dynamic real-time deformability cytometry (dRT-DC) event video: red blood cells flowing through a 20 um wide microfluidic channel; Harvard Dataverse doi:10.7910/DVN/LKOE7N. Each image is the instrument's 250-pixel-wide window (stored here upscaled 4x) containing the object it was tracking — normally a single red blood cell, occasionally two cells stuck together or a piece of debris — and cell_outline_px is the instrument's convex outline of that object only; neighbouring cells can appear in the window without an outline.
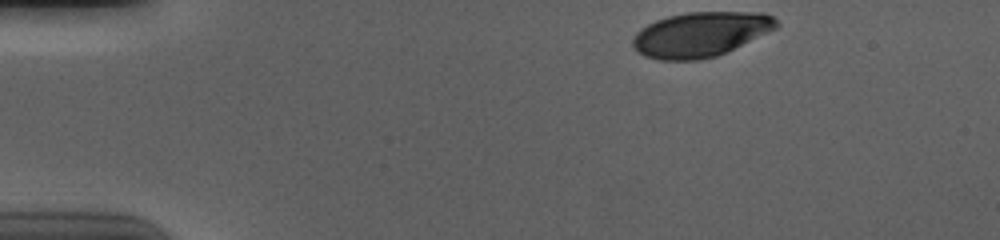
{"species": "human", "species_latin": "Homo sapiens", "temperature_condition": "cold", "stored_images_in_passage": 39, "camera_frame_rate_fps": 3000, "um_per_image_px": 0.085, "donor": {"sex": "male"}, "frame": {"image": 1, "passage_image": 1, "time_ms": 0.0, "image_size_px": [1000, 240], "cell_outline_px": [[780, 24], [776, 28], [716, 56], [700, 60], [660, 60], [644, 56], [632, 44], [632, 36], [640, 28], [656, 20], [668, 16], [688, 12], [764, 12], [772, 16]], "centroid_in_image_um": [59.52, 2.91], "position_along_channel_um": 25.5, "area_um2": 37.28}}
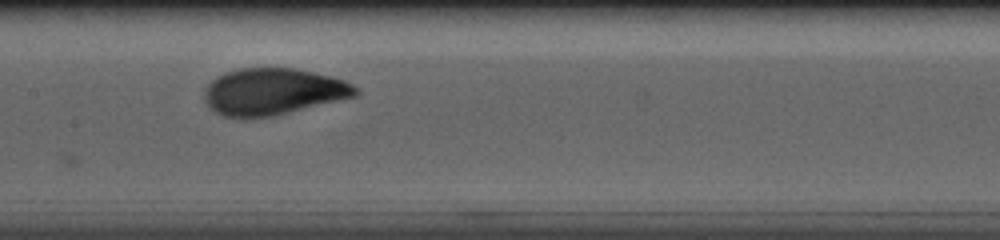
{"frame": {"image": 2, "passage_image": 21, "time_ms": 6.667, "image_size_px": [1000, 240], "cell_outline_px": [[360, 92], [356, 96], [272, 116], [248, 120], [224, 116], [208, 108], [204, 100], [204, 88], [216, 76], [224, 72], [236, 68], [296, 68], [332, 76], [344, 80], [352, 84]], "centroid_in_image_um": [23.15, 7.8], "position_along_channel_um": 184.2, "area_um2": 41.67}}
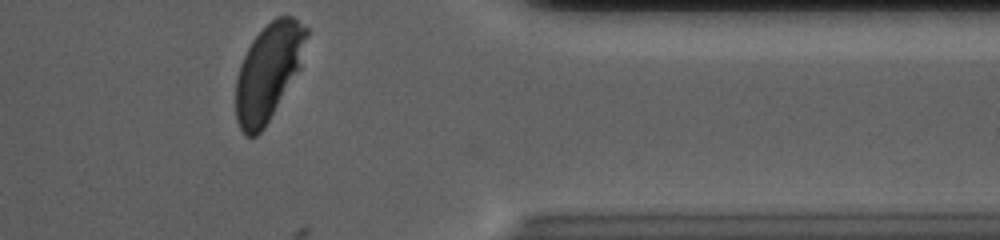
{"frame": {"image": 3, "passage_image": 39, "time_ms": 12.667, "image_size_px": [1000, 240], "cell_outline_px": [[308, 36], [300, 68], [264, 128], [256, 136], [248, 136], [240, 128], [236, 120], [236, 76], [240, 64], [252, 40], [276, 16], [292, 16], [308, 28]], "centroid_in_image_um": [22.82, 6.1], "position_along_channel_um": 388.6, "area_um2": 39.42}, "authors_computed_cell_mechanics": {"area_um2": 40.5178, "velocity_mm_per_s": 3.6661, "shape_relaxation_time_tau1_ms": 2.9554, "shape_relaxation_time_tau2_ms": null, "deformation_change_tau1": 0.1491, "deformation_change_tau2": null}}